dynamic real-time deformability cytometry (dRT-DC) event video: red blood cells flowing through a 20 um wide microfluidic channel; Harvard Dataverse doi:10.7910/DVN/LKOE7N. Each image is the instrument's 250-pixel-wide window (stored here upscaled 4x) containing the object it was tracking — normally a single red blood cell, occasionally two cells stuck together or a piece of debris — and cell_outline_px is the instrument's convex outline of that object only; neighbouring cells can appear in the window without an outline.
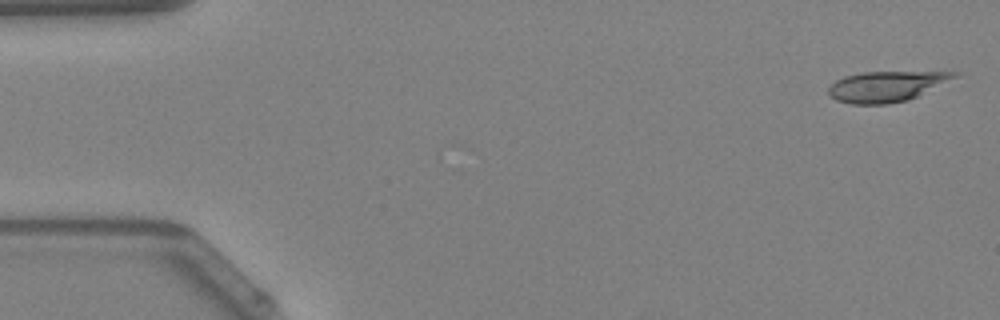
{"species": "Egyptian fruit bat (a non-hibernating species)", "species_latin": "Rousettus aegyptiacus", "temperature_condition": "warm", "stored_images_in_passage": 9, "camera_frame_rate_fps": 3000, "um_per_image_px": 0.085, "animal": {"sex": "female"}, "frame": {"image": 1, "passage_image": 1, "time_ms": 0.0, "image_size_px": [1000, 320], "cell_outline_px": [[960, 76], [908, 100], [888, 104], [852, 104], [836, 100], [828, 92], [828, 88], [836, 80], [844, 76], [864, 72], [956, 72]], "centroid_in_image_um": [75.34, 7.34], "position_along_channel_um": 9.7, "area_um2": 22.14}}